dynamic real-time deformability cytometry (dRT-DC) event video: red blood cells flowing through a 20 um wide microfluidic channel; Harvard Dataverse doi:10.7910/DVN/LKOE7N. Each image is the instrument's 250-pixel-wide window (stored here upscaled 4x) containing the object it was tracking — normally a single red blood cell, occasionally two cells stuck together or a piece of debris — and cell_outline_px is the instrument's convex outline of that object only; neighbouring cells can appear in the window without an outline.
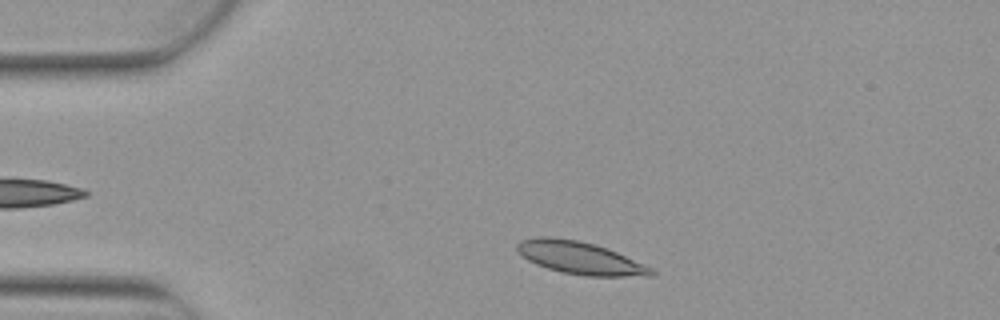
{"species": "Egyptian fruit bat (a non-hibernating species)", "species_latin": "Rousettus aegyptiacus", "temperature_condition": "warm", "stored_images_in_passage": 2, "camera_frame_rate_fps": 3000, "um_per_image_px": 0.085, "animal": {"sex": "female"}, "frame": {"image": 1, "passage_image": 1, "time_ms": 0.0, "image_size_px": [1000, 320], "cell_outline_px": [[656, 276], [588, 276], [560, 272], [536, 264], [528, 260], [516, 248], [516, 244], [520, 240], [540, 236], [552, 236], [576, 240], [596, 244], [616, 252], [644, 264], [652, 268], [656, 272]], "centroid_in_image_um": [49.31, 21.92], "position_along_channel_um": 35.7, "area_um2": 25.37}}